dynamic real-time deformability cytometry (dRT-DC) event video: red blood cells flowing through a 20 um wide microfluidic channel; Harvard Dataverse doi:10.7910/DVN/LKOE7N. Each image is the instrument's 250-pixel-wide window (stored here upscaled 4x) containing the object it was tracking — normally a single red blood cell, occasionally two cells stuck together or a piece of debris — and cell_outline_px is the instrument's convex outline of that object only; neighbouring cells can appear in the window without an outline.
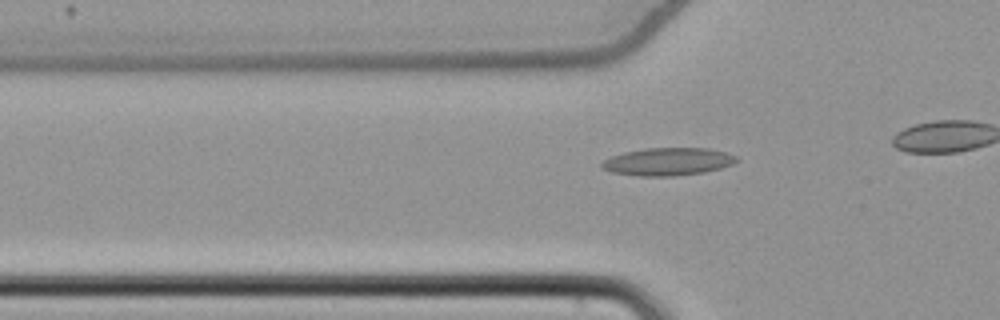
{"species": "common noctule bat (a hibernating species)", "species_latin": "Nyctalus noctula", "temperature_condition": "cold", "stored_images_in_passage": 40, "camera_frame_rate_fps": 3000, "um_per_image_px": 0.085, "animal": {"sex": "female", "body_mass_g": 22.7, "forearm_length_mm": 54.2}, "frame": {"image": 1, "passage_image": 15, "time_ms": 4.667, "image_size_px": [1000, 320], "cell_outline_px": [[740, 160], [732, 164], [720, 168], [704, 172], [672, 176], [640, 176], [612, 172], [600, 168], [600, 164], [604, 160], [612, 156], [624, 152], [644, 148], [708, 148], [724, 152], [736, 156]], "centroid_in_image_um": [56.75, 13.73], "position_along_channel_um": 69.0, "area_um2": 21.73}}
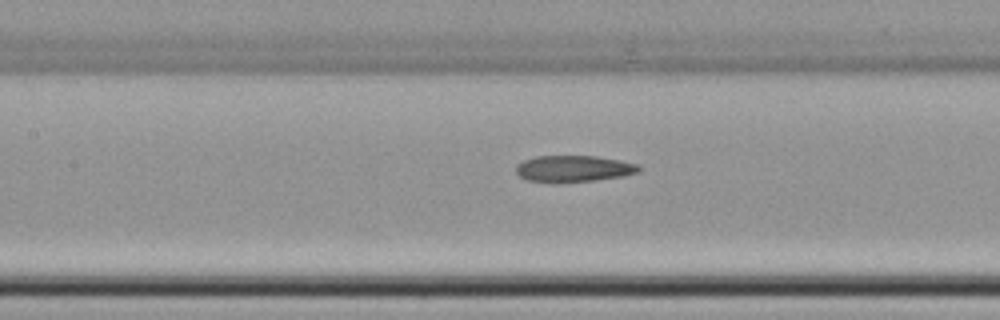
{"frame": {"image": 2, "passage_image": 22, "time_ms": 7.0, "image_size_px": [1000, 320], "cell_outline_px": [[640, 172], [624, 176], [596, 180], [560, 184], [552, 184], [528, 180], [520, 176], [516, 172], [516, 164], [524, 160], [536, 156], [596, 156], [620, 160], [640, 164]], "centroid_in_image_um": [48.76, 14.36], "position_along_channel_um": 158.6, "area_um2": 19.48}}
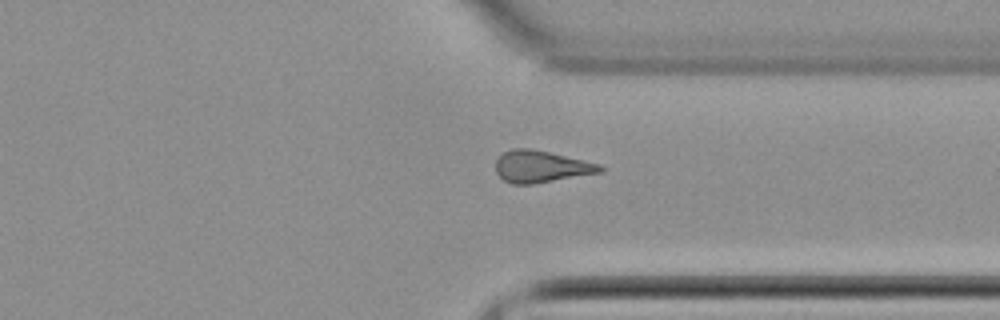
{"frame": {"image": 3, "passage_image": 38, "time_ms": 12.333, "image_size_px": [1000, 320], "cell_outline_px": [[604, 172], [532, 184], [512, 184], [504, 180], [496, 172], [496, 160], [504, 152], [512, 148], [528, 148], [548, 152], [600, 164], [604, 168]], "centroid_in_image_um": [45.99, 14.16], "position_along_channel_um": 365.4, "area_um2": 19.25}}